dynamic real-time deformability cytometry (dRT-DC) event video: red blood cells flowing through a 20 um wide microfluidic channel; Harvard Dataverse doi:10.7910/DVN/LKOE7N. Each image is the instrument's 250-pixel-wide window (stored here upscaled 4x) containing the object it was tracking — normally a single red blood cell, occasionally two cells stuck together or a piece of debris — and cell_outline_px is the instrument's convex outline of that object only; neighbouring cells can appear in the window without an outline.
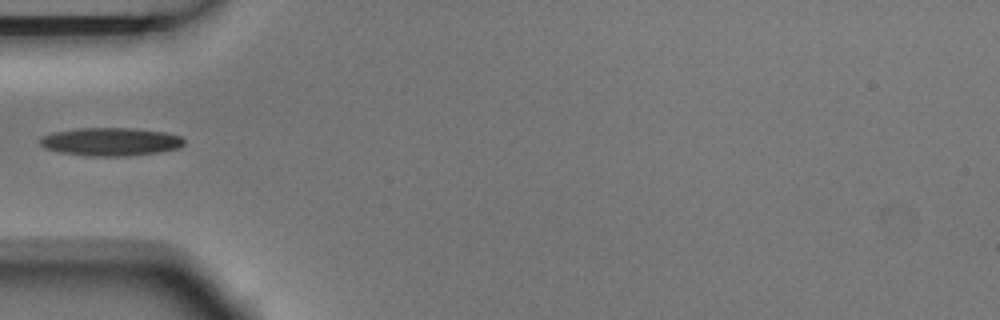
{"species": "Egyptian fruit bat (a non-hibernating species)", "species_latin": "Rousettus aegyptiacus", "temperature_condition": "room temperature", "stored_images_in_passage": 6, "camera_frame_rate_fps": 3000, "um_per_image_px": 0.085, "animal": {"sex": "male"}, "frame": {"image": 1, "passage_image": 6, "time_ms": 1.667, "image_size_px": [1000, 320], "cell_outline_px": [[184, 144], [180, 148], [160, 152], [128, 156], [92, 156], [60, 152], [44, 148], [36, 140], [40, 136], [52, 132], [80, 128], [132, 128], [164, 132], [180, 136], [184, 140]], "centroid_in_image_um": [9.37, 12.04], "position_along_channel_um": 75.6, "area_um2": 23.81}}